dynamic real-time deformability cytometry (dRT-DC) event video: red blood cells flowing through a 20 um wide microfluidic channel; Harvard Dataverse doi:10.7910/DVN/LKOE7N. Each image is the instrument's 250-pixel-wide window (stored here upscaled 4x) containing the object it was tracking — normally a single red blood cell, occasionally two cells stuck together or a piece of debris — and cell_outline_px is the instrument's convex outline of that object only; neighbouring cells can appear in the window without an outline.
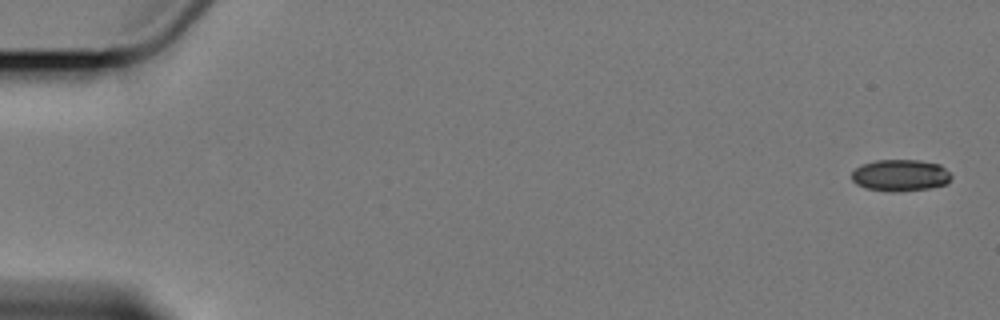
{"species": "Egyptian fruit bat (a non-hibernating species)", "species_latin": "Rousettus aegyptiacus", "temperature_condition": "cold", "stored_images_in_passage": 5, "camera_frame_rate_fps": 3000, "um_per_image_px": 0.085, "animal": {"sex": "female"}, "frame": {"image": 1, "passage_image": 1, "time_ms": 0.0, "image_size_px": [1000, 320], "cell_outline_px": [[952, 176], [948, 184], [932, 188], [900, 192], [888, 192], [864, 188], [856, 184], [852, 180], [852, 172], [856, 168], [864, 164], [876, 160], [920, 160], [940, 164]], "centroid_in_image_um": [76.55, 14.92], "position_along_channel_um": 8.5, "area_um2": 18.67}}